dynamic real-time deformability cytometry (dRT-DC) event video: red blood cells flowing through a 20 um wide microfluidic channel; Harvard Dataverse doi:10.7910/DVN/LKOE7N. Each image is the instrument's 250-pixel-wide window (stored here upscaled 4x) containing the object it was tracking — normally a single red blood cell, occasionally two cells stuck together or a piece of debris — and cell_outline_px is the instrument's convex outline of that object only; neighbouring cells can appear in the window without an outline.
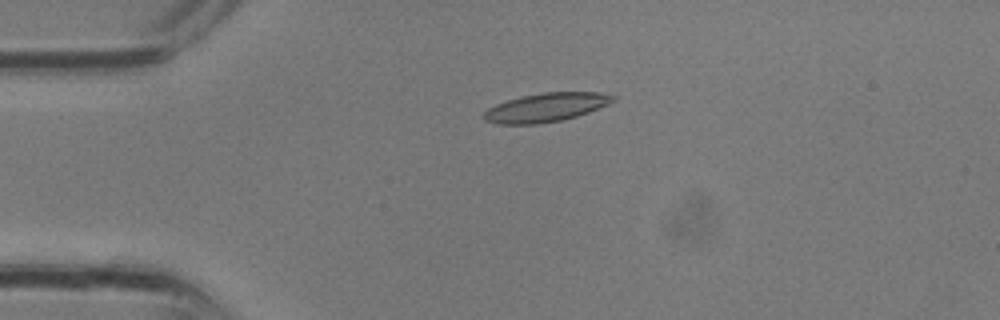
{"species": "common noctule bat (a hibernating species)", "species_latin": "Nyctalus noctula", "temperature_condition": "room temperature", "stored_images_in_passage": 14, "camera_frame_rate_fps": 3000, "um_per_image_px": 0.085, "animal": {"sex": "male", "body_mass_g": 13.3}, "frame": {"image": 1, "passage_image": 8, "time_ms": 2.333, "image_size_px": [1000, 320], "cell_outline_px": [[616, 100], [608, 104], [588, 112], [576, 116], [560, 120], [536, 124], [496, 124], [484, 120], [480, 116], [488, 108], [496, 104], [508, 100], [524, 96], [544, 92], [600, 92], [616, 96]], "centroid_in_image_um": [46.38, 9.13], "position_along_channel_um": 38.6, "area_um2": 21.56}}
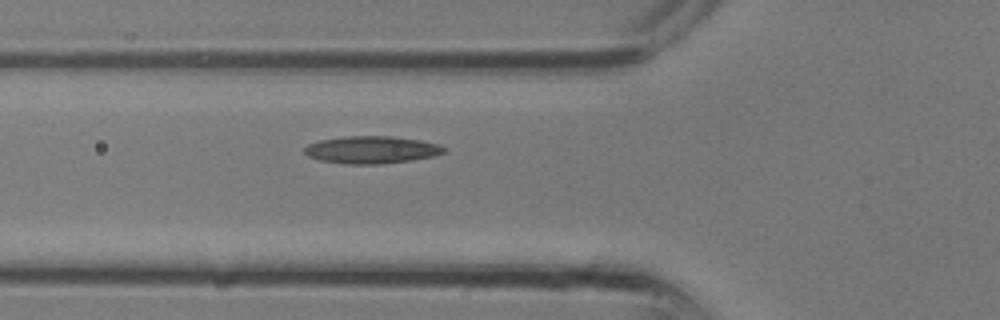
{"frame": {"image": 2, "passage_image": 12, "time_ms": 3.667, "image_size_px": [1000, 320], "cell_outline_px": [[444, 152], [432, 156], [408, 160], [380, 164], [344, 164], [320, 160], [308, 156], [304, 152], [304, 148], [308, 144], [320, 140], [344, 136], [392, 136], [420, 140], [436, 144], [444, 148]], "centroid_in_image_um": [31.51, 12.73], "position_along_channel_um": 94.3, "area_um2": 22.02}}
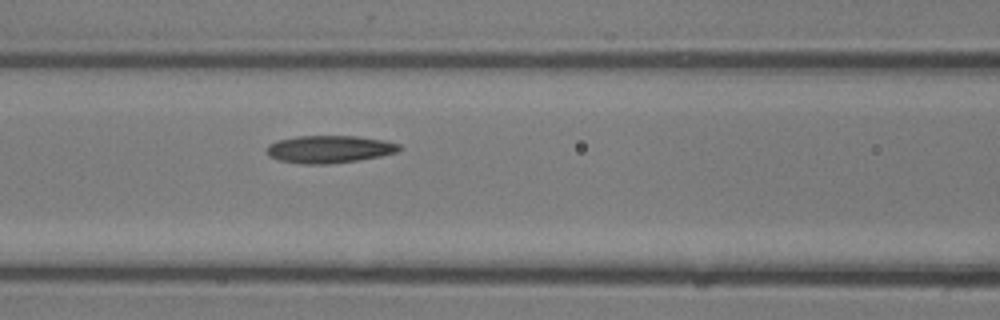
{"frame": {"image": 3, "passage_image": 14, "time_ms": 4.333, "image_size_px": [1000, 320], "cell_outline_px": [[404, 148], [400, 152], [380, 156], [356, 160], [328, 164], [300, 164], [276, 160], [268, 156], [268, 144], [276, 140], [296, 136], [356, 136], [384, 140], [400, 144]], "centroid_in_image_um": [28.0, 12.68], "position_along_channel_um": 138.6, "area_um2": 21.5}}